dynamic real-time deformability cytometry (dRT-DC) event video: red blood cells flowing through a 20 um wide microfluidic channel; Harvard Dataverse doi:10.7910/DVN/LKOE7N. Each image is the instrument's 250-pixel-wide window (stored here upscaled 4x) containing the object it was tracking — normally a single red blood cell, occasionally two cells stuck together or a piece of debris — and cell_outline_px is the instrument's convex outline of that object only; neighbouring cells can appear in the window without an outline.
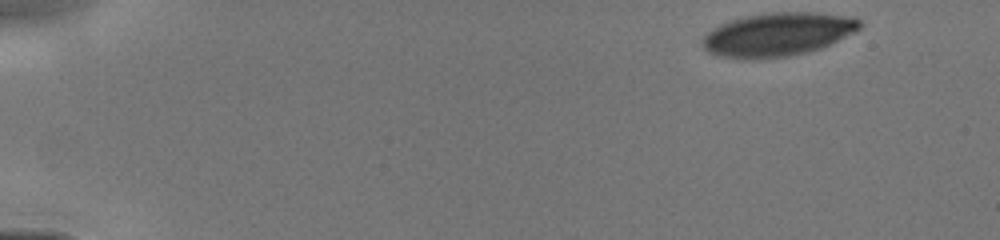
{"species": "human", "species_latin": "Homo sapiens", "temperature_condition": "cold", "stored_images_in_passage": 8, "camera_frame_rate_fps": 3000, "um_per_image_px": 0.085, "donor": {"sex": "male"}, "frame": {"image": 1, "passage_image": 1, "time_ms": 0.0, "image_size_px": [1000, 240], "cell_outline_px": [[864, 24], [860, 28], [820, 48], [808, 52], [788, 56], [720, 56], [708, 52], [704, 48], [700, 40], [712, 28], [720, 24], [744, 16], [772, 12], [820, 12], [856, 16]], "centroid_in_image_um": [66.15, 2.86], "position_along_channel_um": 18.8, "area_um2": 39.07}}
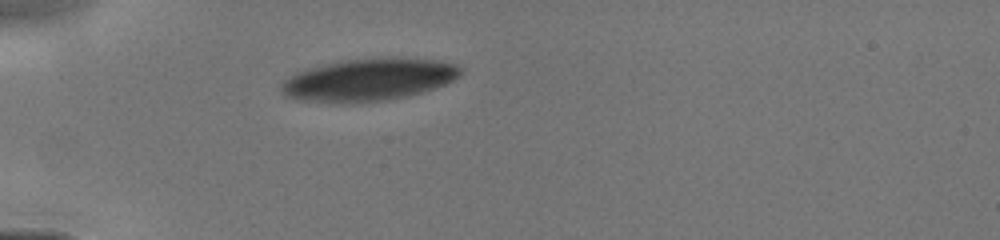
{"frame": {"image": 2, "passage_image": 5, "time_ms": 3.333, "image_size_px": [1000, 240], "cell_outline_px": [[464, 68], [460, 76], [444, 84], [408, 96], [388, 100], [304, 100], [288, 96], [280, 88], [280, 84], [288, 76], [304, 68], [340, 60], [436, 60], [456, 64]], "centroid_in_image_um": [31.33, 6.76], "position_along_channel_um": 53.7, "area_um2": 42.25}}
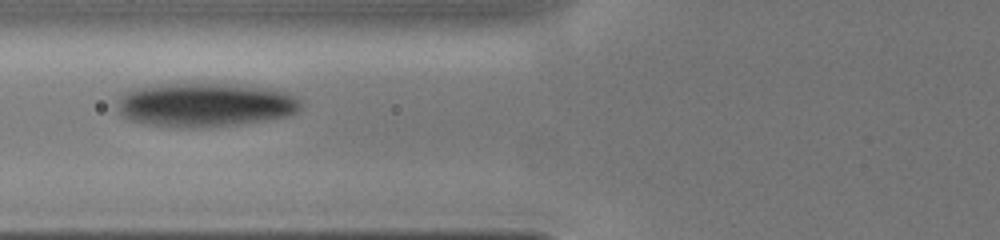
{"frame": {"image": 3, "passage_image": 7, "time_ms": 5.0, "image_size_px": [1000, 240], "cell_outline_px": [[300, 108], [296, 112], [288, 116], [240, 124], [192, 128], [176, 128], [144, 124], [128, 120], [116, 108], [116, 100], [124, 92], [132, 88], [184, 80], [276, 88], [288, 92], [300, 100]], "centroid_in_image_um": [17.37, 8.87], "position_along_channel_um": 108.4, "area_um2": 48.73}}